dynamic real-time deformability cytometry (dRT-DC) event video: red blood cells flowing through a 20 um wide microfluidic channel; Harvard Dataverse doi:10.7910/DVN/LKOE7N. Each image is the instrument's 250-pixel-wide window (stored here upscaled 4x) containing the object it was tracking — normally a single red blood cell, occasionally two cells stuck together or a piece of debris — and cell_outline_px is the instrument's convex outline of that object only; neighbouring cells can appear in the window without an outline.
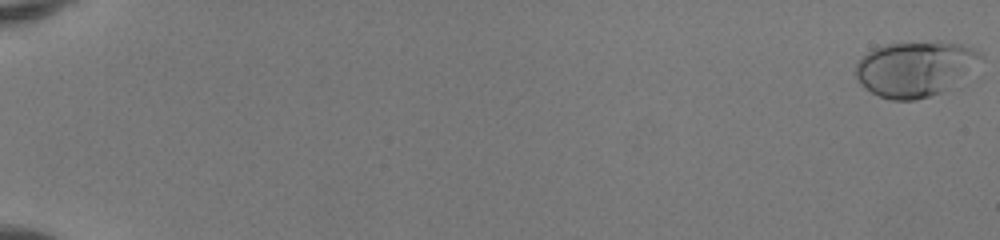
{"species": "human", "species_latin": "Homo sapiens", "temperature_condition": "room temperature", "stored_images_in_passage": 52, "camera_frame_rate_fps": 3000, "um_per_image_px": 0.085, "donor": {"sex": "female"}, "frame": {"image": 1, "passage_image": 1, "time_ms": 0.0, "image_size_px": [1000, 240], "cell_outline_px": [[980, 56], [940, 92], [916, 100], [892, 100], [880, 96], [864, 88], [860, 84], [856, 76], [856, 64], [868, 52], [876, 48], [888, 44], [936, 40], [940, 40], [960, 44], [972, 48], [980, 52]], "centroid_in_image_um": [77.64, 5.81], "position_along_channel_um": 7.4, "area_um2": 38.73}}
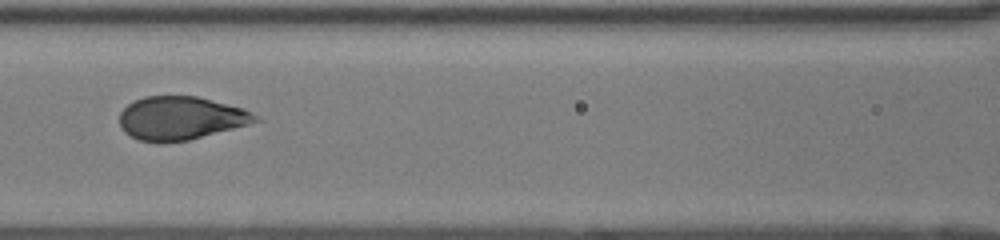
{"frame": {"image": 2, "passage_image": 27, "time_ms": 8.667, "image_size_px": [1000, 240], "cell_outline_px": [[264, 120], [188, 140], [140, 140], [124, 132], [120, 128], [120, 112], [128, 104], [144, 96], [196, 96], [244, 108], [260, 116]], "centroid_in_image_um": [15.4, 10.01], "position_along_channel_um": 151.2, "area_um2": 33.81}}
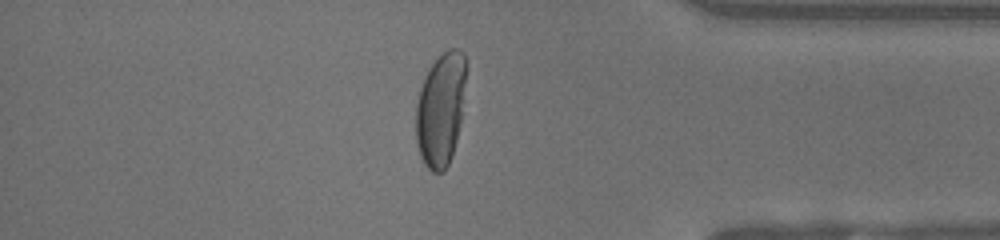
{"frame": {"image": 3, "passage_image": 46, "time_ms": 15.0, "image_size_px": [1000, 240], "cell_outline_px": [[468, 64], [460, 124], [452, 156], [444, 172], [432, 172], [424, 164], [420, 156], [416, 140], [416, 104], [420, 88], [432, 64], [448, 48], [456, 48], [464, 52]], "centroid_in_image_um": [37.48, 9.28], "position_along_channel_um": 397.7, "area_um2": 33.35}, "authors_computed_cell_mechanics": {"area_um2": 35.4892, "velocity_mm_per_s": 4.1391, "shape_relaxation_time_tau1_ms": 6.3695, "shape_relaxation_time_tau2_ms": null, "deformation_change_tau1": 0.2605, "deformation_change_tau2": null}}